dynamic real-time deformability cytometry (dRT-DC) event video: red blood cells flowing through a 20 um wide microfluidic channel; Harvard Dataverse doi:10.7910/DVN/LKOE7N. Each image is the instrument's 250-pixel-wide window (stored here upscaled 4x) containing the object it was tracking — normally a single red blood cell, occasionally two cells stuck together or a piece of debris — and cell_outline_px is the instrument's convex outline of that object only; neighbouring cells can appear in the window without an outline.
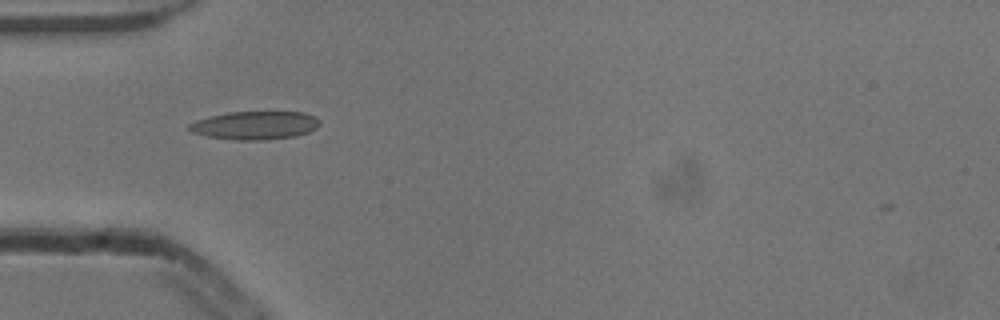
{"species": "common noctule bat (a hibernating species)", "species_latin": "Nyctalus noctula", "temperature_condition": "cold", "stored_images_in_passage": 12, "camera_frame_rate_fps": 3000, "um_per_image_px": 0.085, "animal": {"sex": "male", "body_mass_g": 13.3}, "frame": {"image": 1, "passage_image": 2, "time_ms": 0.333, "image_size_px": [1000, 320], "cell_outline_px": [[320, 124], [316, 128], [308, 132], [296, 136], [260, 140], [236, 140], [208, 136], [192, 132], [188, 128], [188, 124], [196, 120], [228, 112], [304, 112], [316, 116]], "centroid_in_image_um": [21.69, 10.65], "position_along_channel_um": 63.3, "area_um2": 21.39}}
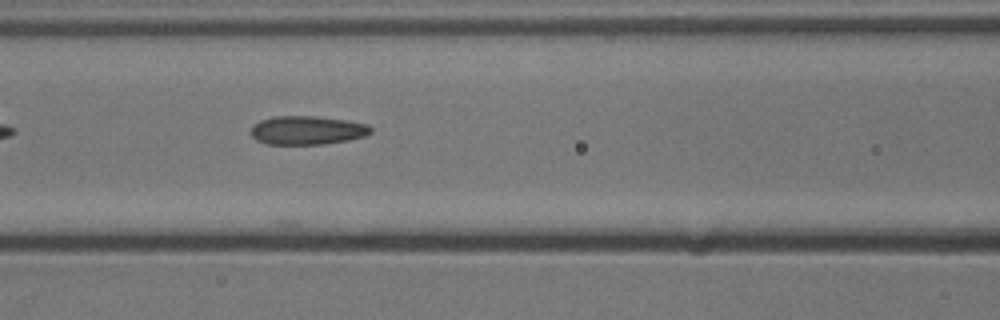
{"frame": {"image": 2, "passage_image": 8, "time_ms": 2.333, "image_size_px": [1000, 320], "cell_outline_px": [[372, 132], [364, 136], [348, 140], [324, 144], [264, 144], [256, 140], [252, 136], [252, 124], [260, 120], [272, 116], [316, 116], [348, 120], [368, 124], [372, 128]], "centroid_in_image_um": [26.11, 11.06], "position_along_channel_um": 140.5, "area_um2": 20.23}}
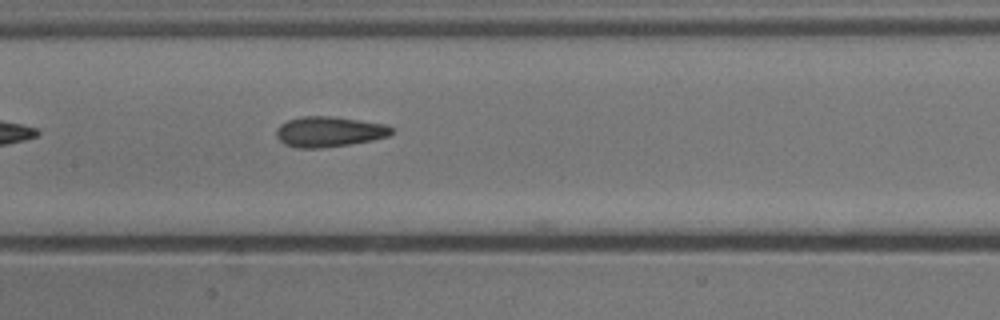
{"frame": {"image": 3, "passage_image": 11, "time_ms": 3.333, "image_size_px": [1000, 320], "cell_outline_px": [[396, 128], [388, 136], [372, 140], [348, 144], [320, 148], [300, 148], [284, 144], [276, 136], [276, 128], [280, 124], [288, 120], [300, 116], [332, 116], [388, 124]], "centroid_in_image_um": [27.99, 11.18], "position_along_channel_um": 179.4, "area_um2": 20.52}}